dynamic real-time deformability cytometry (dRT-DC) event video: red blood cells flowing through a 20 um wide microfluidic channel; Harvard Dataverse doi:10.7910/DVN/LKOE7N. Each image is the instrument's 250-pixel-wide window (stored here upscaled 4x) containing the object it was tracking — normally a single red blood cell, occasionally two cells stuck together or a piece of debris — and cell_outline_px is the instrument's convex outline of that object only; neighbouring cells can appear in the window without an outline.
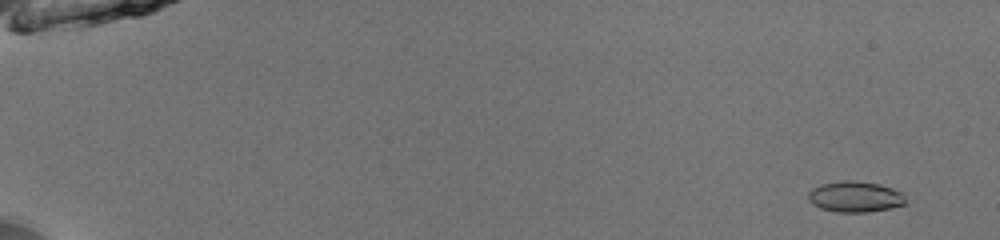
{"species": "common noctule bat (a hibernating species)", "species_latin": "Nyctalus noctula", "temperature_condition": "room temperature", "stored_images_in_passage": 53, "camera_frame_rate_fps": 3000, "um_per_image_px": 0.085, "animal": {"sex": "male", "body_mass_g": 13.0, "forearm_length_mm": 53.1}, "frame": {"image": 1, "passage_image": 4, "time_ms": 1.0, "image_size_px": [1000, 240], "cell_outline_px": [[904, 204], [888, 208], [868, 212], [836, 212], [820, 208], [812, 204], [808, 200], [808, 192], [812, 188], [820, 184], [840, 180], [852, 180], [880, 184], [892, 188], [900, 192], [904, 196]], "centroid_in_image_um": [72.62, 16.71], "position_along_channel_um": 12.4, "area_um2": 17.51}}
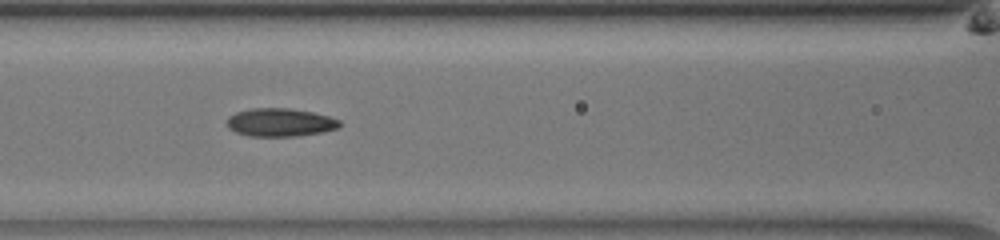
{"frame": {"image": 2, "passage_image": 26, "time_ms": 8.333, "image_size_px": [1000, 240], "cell_outline_px": [[340, 128], [320, 132], [296, 136], [248, 136], [236, 132], [228, 128], [228, 116], [236, 112], [252, 108], [288, 108], [312, 112], [328, 116], [340, 120]], "centroid_in_image_um": [23.8, 10.4], "position_along_channel_um": 142.8, "area_um2": 18.44}}
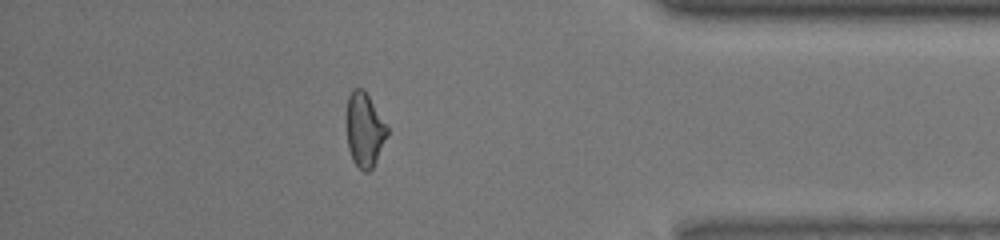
{"frame": {"image": 3, "passage_image": 47, "time_ms": 15.333, "image_size_px": [1000, 240], "cell_outline_px": [[388, 132], [376, 160], [372, 168], [368, 172], [364, 172], [352, 160], [348, 148], [344, 120], [344, 116], [348, 96], [352, 88], [364, 88], [388, 128]], "centroid_in_image_um": [30.92, 10.98], "position_along_channel_um": 404.3, "area_um2": 17.92}, "authors_computed_cell_mechanics": {"area_um2": 17.8602, "velocity_mm_per_s": 4.0406, "shape_relaxation_time_tau1_ms": null, "shape_relaxation_time_tau2_ms": 2.3714, "deformation_change_tau1": null, "deformation_change_tau2": 0.0619}}